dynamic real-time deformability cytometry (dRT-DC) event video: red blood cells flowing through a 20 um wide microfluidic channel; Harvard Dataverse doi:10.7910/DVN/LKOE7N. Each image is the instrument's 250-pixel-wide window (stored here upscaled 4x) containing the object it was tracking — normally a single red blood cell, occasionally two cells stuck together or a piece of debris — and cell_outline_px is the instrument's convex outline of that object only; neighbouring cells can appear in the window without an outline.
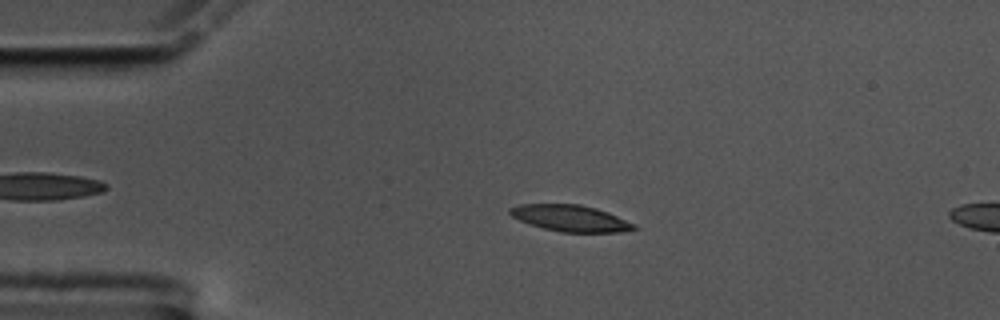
{"species": "common noctule bat (a hibernating species)", "species_latin": "Nyctalus noctula", "temperature_condition": "cold", "stored_images_in_passage": 16, "camera_frame_rate_fps": 3000, "um_per_image_px": 0.085, "animal": {"sex": "male", "body_mass_g": 17.5, "forearm_length_mm": 52.3}, "frame": {"image": 1, "passage_image": 12, "time_ms": 3.667, "image_size_px": [1000, 320], "cell_outline_px": [[636, 228], [620, 232], [560, 232], [544, 228], [520, 220], [512, 216], [508, 212], [508, 208], [520, 204], [580, 204], [596, 208], [608, 212], [636, 224]], "centroid_in_image_um": [48.49, 18.54], "position_along_channel_um": 36.5, "area_um2": 18.96}}